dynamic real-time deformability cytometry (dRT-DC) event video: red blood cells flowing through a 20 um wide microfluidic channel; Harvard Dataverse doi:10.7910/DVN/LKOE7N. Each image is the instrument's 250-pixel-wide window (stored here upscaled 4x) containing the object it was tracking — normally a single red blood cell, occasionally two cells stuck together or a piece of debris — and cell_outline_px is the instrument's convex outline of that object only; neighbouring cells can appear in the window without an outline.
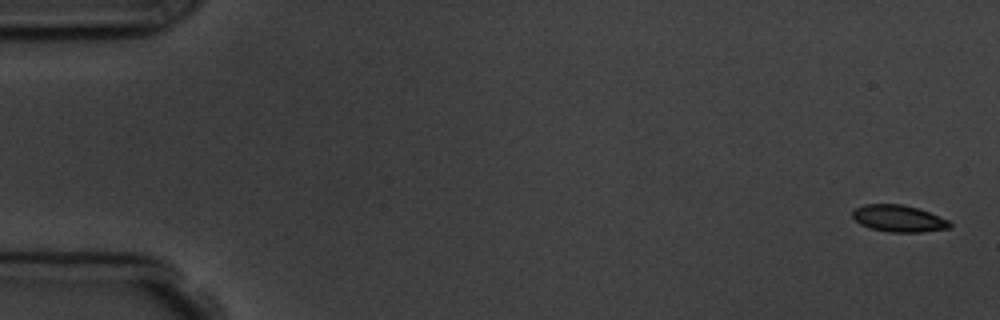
{"species": "common noctule bat (a hibernating species)", "species_latin": "Nyctalus noctula", "temperature_condition": "room temperature", "stored_images_in_passage": 5, "camera_frame_rate_fps": 3000, "um_per_image_px": 0.085, "animal": {"sex": "male", "body_mass_g": 19.5, "forearm_length_mm": 54.6}, "frame": {"image": 1, "passage_image": 1, "time_ms": 0.0, "image_size_px": [1000, 320], "cell_outline_px": [[952, 224], [948, 228], [920, 232], [892, 232], [872, 228], [860, 224], [852, 216], [852, 212], [856, 208], [864, 204], [900, 204], [916, 208], [928, 212], [948, 220]], "centroid_in_image_um": [76.36, 18.57], "position_along_channel_um": 8.6, "area_um2": 14.85}}
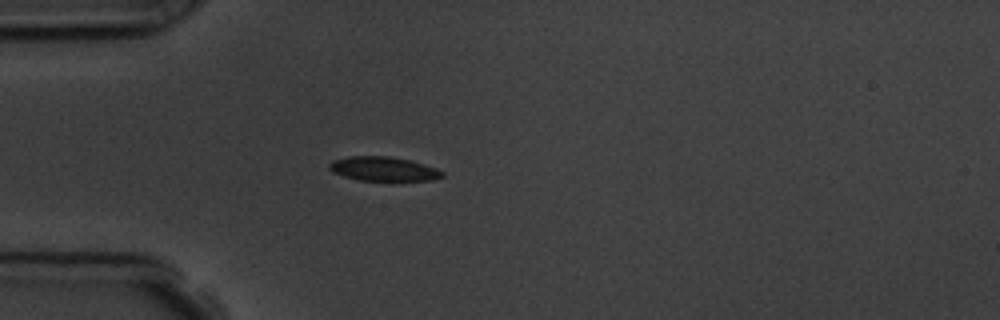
{"frame": {"image": 2, "passage_image": 5, "time_ms": 4.667, "image_size_px": [1000, 320], "cell_outline_px": [[444, 176], [432, 180], [360, 180], [344, 176], [332, 172], [328, 168], [328, 164], [332, 160], [348, 156], [388, 156], [408, 160], [424, 164], [436, 168], [444, 172]], "centroid_in_image_um": [32.56, 14.35], "position_along_channel_um": 52.4, "area_um2": 15.84}}